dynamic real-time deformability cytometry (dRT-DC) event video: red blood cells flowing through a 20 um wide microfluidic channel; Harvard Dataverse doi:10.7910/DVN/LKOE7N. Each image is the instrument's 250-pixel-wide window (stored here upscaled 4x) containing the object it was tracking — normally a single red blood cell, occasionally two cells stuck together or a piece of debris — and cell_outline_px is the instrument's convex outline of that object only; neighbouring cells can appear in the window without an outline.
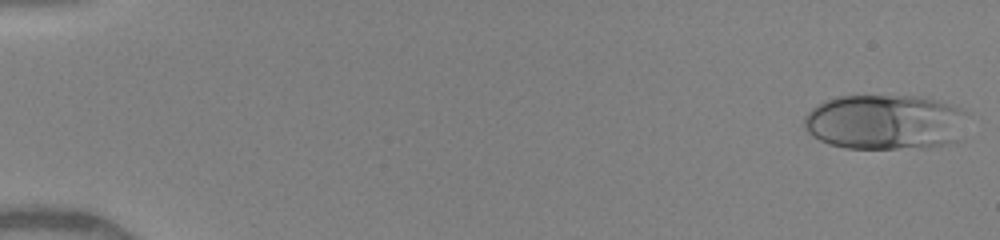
{"species": "human", "species_latin": "Homo sapiens", "temperature_condition": "warm", "stored_images_in_passage": 49, "camera_frame_rate_fps": 3000, "um_per_image_px": 0.085, "donor": {"sex": "female"}, "frame": {"image": 1, "passage_image": 1, "time_ms": 0.0, "image_size_px": [1000, 240], "cell_outline_px": [[964, 112], [956, 140], [928, 148], [844, 148], [828, 144], [812, 136], [804, 128], [804, 116], [812, 108], [824, 100], [836, 96], [924, 96], [960, 108]], "centroid_in_image_um": [75.12, 10.37], "position_along_channel_um": 9.9, "area_um2": 52.19}}
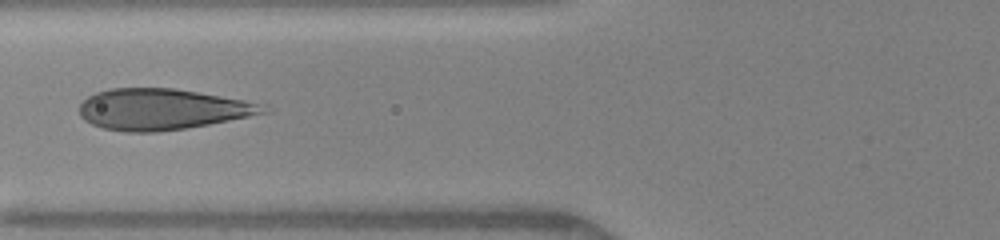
{"frame": {"image": 2, "passage_image": 20, "time_ms": 6.333, "image_size_px": [1000, 240], "cell_outline_px": [[272, 112], [208, 124], [184, 128], [156, 132], [124, 132], [104, 128], [92, 124], [84, 120], [80, 116], [80, 104], [88, 96], [96, 92], [112, 88], [176, 88], [268, 104]], "centroid_in_image_um": [13.83, 9.28], "position_along_channel_um": 112.0, "area_um2": 44.16}}
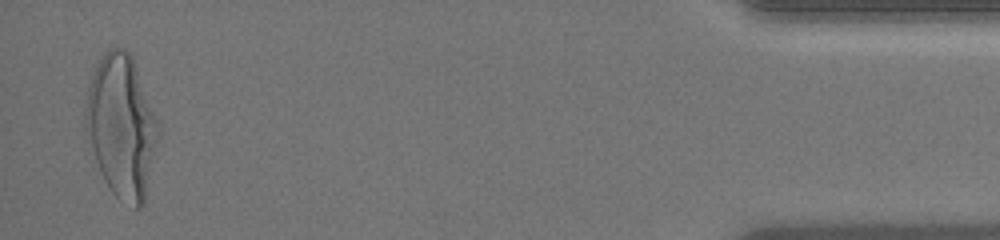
{"frame": {"image": 3, "passage_image": 48, "time_ms": 15.667, "image_size_px": [1000, 240], "cell_outline_px": [[160, 132], [144, 204], [140, 208], [136, 208], [120, 200], [112, 192], [104, 180], [100, 172], [84, 128], [84, 112], [88, 88], [96, 64], [104, 52], [108, 48], [124, 48], [132, 56], [160, 128]], "centroid_in_image_um": [10.32, 10.74], "position_along_channel_um": 424.9, "area_um2": 60.23}, "authors_computed_cell_mechanics": {"area_um2": 46.7602, "velocity_mm_per_s": 4.1089, "shape_relaxation_time_tau1_ms": 3.2803, "shape_relaxation_time_tau2_ms": null, "deformation_change_tau1": 0.186, "deformation_change_tau2": null}}